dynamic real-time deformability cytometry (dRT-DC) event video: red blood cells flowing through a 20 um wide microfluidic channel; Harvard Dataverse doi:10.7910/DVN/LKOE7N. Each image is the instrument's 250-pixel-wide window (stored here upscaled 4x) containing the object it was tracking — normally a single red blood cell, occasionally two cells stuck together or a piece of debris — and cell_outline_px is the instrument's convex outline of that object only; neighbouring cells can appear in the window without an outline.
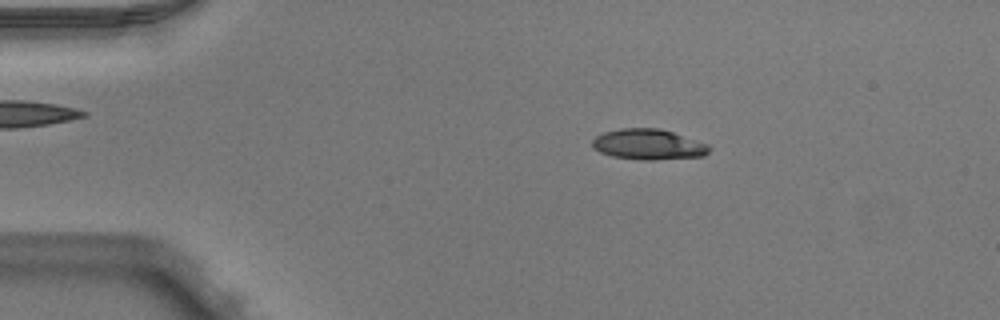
{"species": "Egyptian fruit bat (a non-hibernating species)", "species_latin": "Rousettus aegyptiacus", "temperature_condition": "warm", "stored_images_in_passage": 50, "camera_frame_rate_fps": 3000, "um_per_image_px": 0.085, "animal": {"sex": "male"}, "frame": {"image": 1, "passage_image": 9, "time_ms": 2.667, "image_size_px": [1000, 320], "cell_outline_px": [[712, 148], [704, 156], [652, 160], [640, 160], [612, 156], [600, 152], [592, 148], [592, 140], [596, 136], [604, 132], [620, 128], [660, 128], [708, 144]], "centroid_in_image_um": [55.1, 12.28], "position_along_channel_um": 29.9, "area_um2": 20.87}}
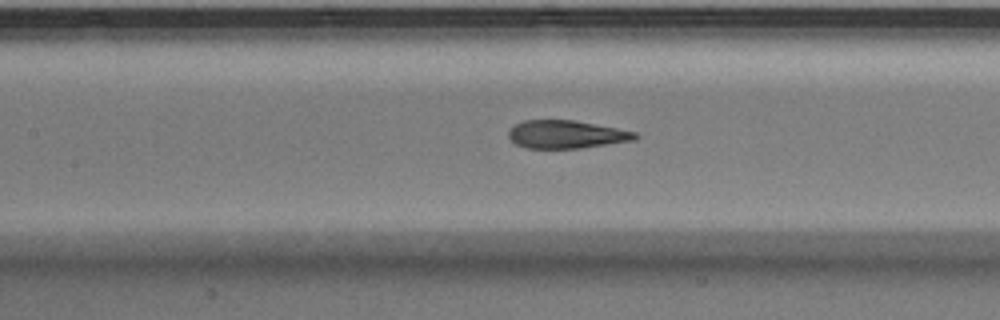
{"frame": {"image": 2, "passage_image": 23, "time_ms": 7.333, "image_size_px": [1000, 320], "cell_outline_px": [[640, 136], [636, 140], [580, 148], [528, 148], [516, 144], [508, 136], [508, 132], [516, 124], [524, 120], [572, 120], [616, 128], [636, 132]], "centroid_in_image_um": [48.16, 11.43], "position_along_channel_um": 159.2, "area_um2": 20.46}}
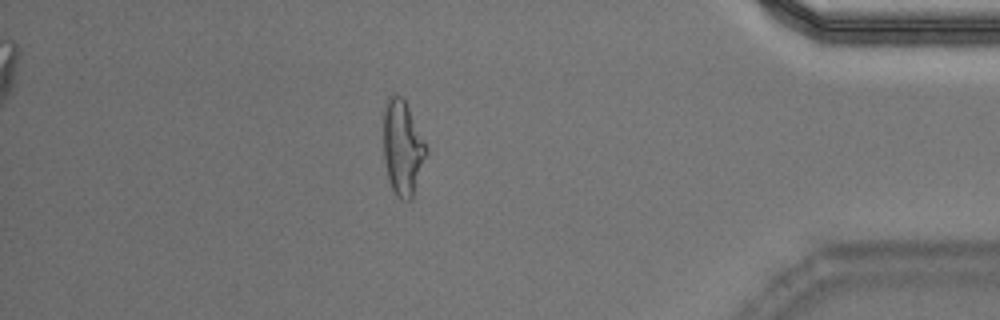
{"frame": {"image": 3, "passage_image": 44, "time_ms": 14.333, "image_size_px": [1000, 320], "cell_outline_px": [[428, 152], [412, 200], [404, 200], [396, 196], [388, 180], [384, 160], [384, 112], [388, 96], [392, 92], [396, 92], [404, 96], [428, 148]], "centroid_in_image_um": [34.23, 12.52], "position_along_channel_um": 401.0, "area_um2": 24.16}, "authors_computed_cell_mechanics": {"area_um2": 21.386, "velocity_mm_per_s": 3.9732, "shape_relaxation_time_tau1_ms": null, "shape_relaxation_time_tau2_ms": 1.0757, "deformation_change_tau1": null, "deformation_change_tau2": 0.0824}}